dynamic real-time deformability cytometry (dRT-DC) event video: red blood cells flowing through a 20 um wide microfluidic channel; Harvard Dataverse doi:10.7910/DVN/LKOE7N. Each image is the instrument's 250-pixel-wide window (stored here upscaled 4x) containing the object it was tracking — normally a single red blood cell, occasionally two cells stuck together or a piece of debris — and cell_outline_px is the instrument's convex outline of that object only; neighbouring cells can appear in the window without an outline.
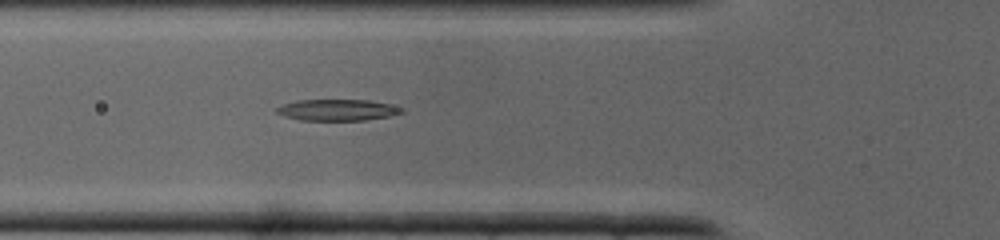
{"species": "common noctule bat (a hibernating species)", "species_latin": "Nyctalus noctula", "temperature_condition": "cold", "stored_images_in_passage": 35, "camera_frame_rate_fps": 3000, "um_per_image_px": 0.085, "animal": {"sex": "male", "body_mass_g": 19.0, "forearm_length_mm": 50.8}, "frame": {"image": 1, "passage_image": 11, "time_ms": 3.333, "image_size_px": [1000, 240], "cell_outline_px": [[404, 112], [388, 116], [364, 120], [300, 120], [276, 112], [276, 108], [284, 104], [296, 100], [368, 100], [388, 104], [404, 108]], "centroid_in_image_um": [28.7, 9.34], "position_along_channel_um": 97.1, "area_um2": 15.26}}
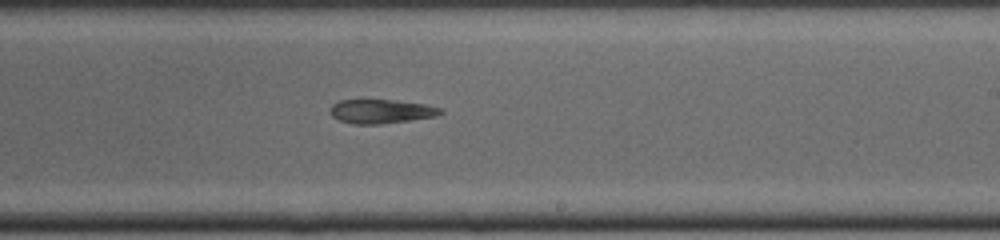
{"frame": {"image": 2, "passage_image": 20, "time_ms": 6.333, "image_size_px": [1000, 240], "cell_outline_px": [[444, 112], [436, 116], [380, 124], [352, 124], [340, 120], [332, 116], [332, 104], [340, 100], [392, 100], [424, 104], [440, 108]], "centroid_in_image_um": [32.4, 9.47], "position_along_channel_um": 256.6, "area_um2": 15.14}}
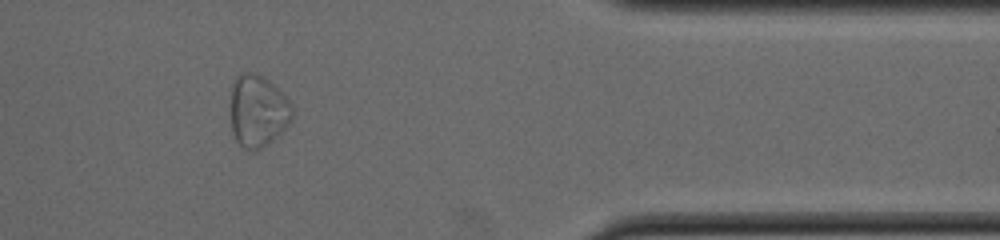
{"frame": {"image": 3, "passage_image": 29, "time_ms": 9.333, "image_size_px": [1000, 240], "cell_outline_px": [[292, 120], [268, 144], [260, 148], [244, 148], [236, 140], [232, 132], [232, 84], [236, 76], [240, 72], [252, 72], [268, 80], [292, 104]], "centroid_in_image_um": [21.91, 9.41], "position_along_channel_um": 389.5, "area_um2": 25.26}}